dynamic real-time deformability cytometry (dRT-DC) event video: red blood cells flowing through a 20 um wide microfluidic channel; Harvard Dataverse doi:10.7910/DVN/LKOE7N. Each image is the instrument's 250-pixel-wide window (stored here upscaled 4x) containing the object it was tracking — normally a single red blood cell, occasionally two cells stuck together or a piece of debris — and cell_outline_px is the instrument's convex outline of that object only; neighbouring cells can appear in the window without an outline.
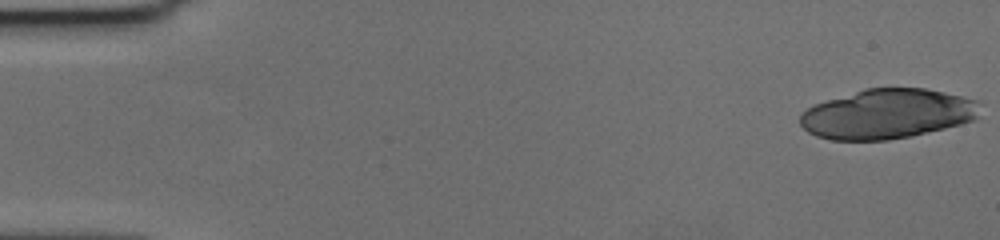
{"species": "human", "species_latin": "Homo sapiens", "temperature_condition": "cold", "stored_images_in_passage": 31, "camera_frame_rate_fps": 3000, "um_per_image_px": 0.085, "donor": {"sex": "female"}, "frame": {"image": 1, "passage_image": 1, "time_ms": 0.0, "image_size_px": [1000, 240], "cell_outline_px": [[984, 104], [976, 116], [972, 120], [960, 124], [912, 136], [888, 140], [832, 140], [816, 136], [808, 132], [800, 124], [800, 116], [808, 108], [816, 104], [864, 88], [924, 88], [944, 92], [976, 100]], "centroid_in_image_um": [75.44, 9.68], "position_along_channel_um": 9.6, "area_um2": 51.96}}
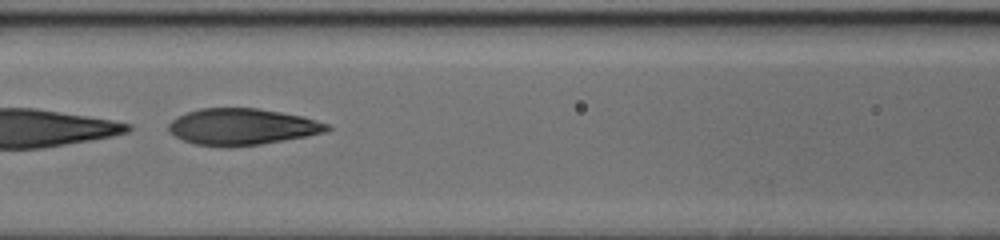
{"frame": {"image": 2, "passage_image": 26, "time_ms": 8.333, "image_size_px": [1000, 240], "cell_outline_px": [[332, 128], [328, 132], [308, 136], [260, 144], [228, 148], [224, 148], [196, 144], [184, 140], [176, 136], [168, 128], [168, 124], [176, 116], [200, 108], [256, 108], [304, 116], [328, 124]], "centroid_in_image_um": [20.6, 10.78], "position_along_channel_um": 146.0, "area_um2": 33.81}}